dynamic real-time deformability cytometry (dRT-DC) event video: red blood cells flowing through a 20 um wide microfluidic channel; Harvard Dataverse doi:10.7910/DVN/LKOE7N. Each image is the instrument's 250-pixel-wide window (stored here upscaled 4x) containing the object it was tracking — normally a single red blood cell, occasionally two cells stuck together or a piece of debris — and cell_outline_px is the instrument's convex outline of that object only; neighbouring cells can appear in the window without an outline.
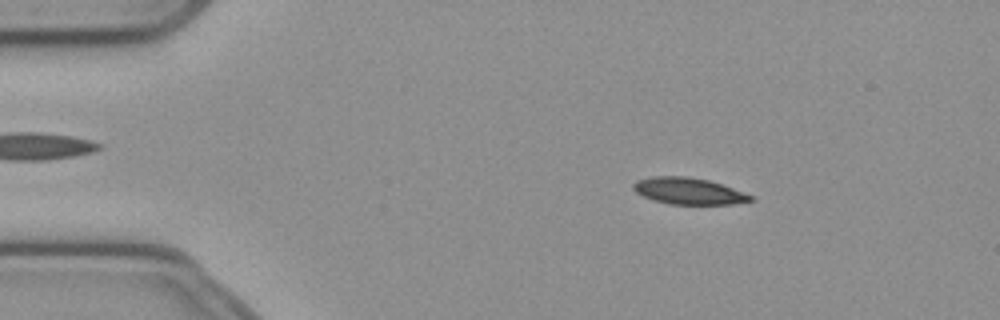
{"species": "common noctule bat (a hibernating species)", "species_latin": "Nyctalus noctula", "temperature_condition": "cold", "stored_images_in_passage": 11, "camera_frame_rate_fps": 3000, "um_per_image_px": 0.085, "animal": {"sex": "female", "body_mass_g": 21.9}, "frame": {"image": 1, "passage_image": 2, "time_ms": 0.333, "image_size_px": [1000, 320], "cell_outline_px": [[756, 200], [732, 204], [668, 204], [652, 200], [636, 192], [632, 188], [632, 184], [636, 180], [652, 176], [684, 176], [708, 180], [756, 196]], "centroid_in_image_um": [58.53, 16.24], "position_along_channel_um": 26.5, "area_um2": 18.26}}
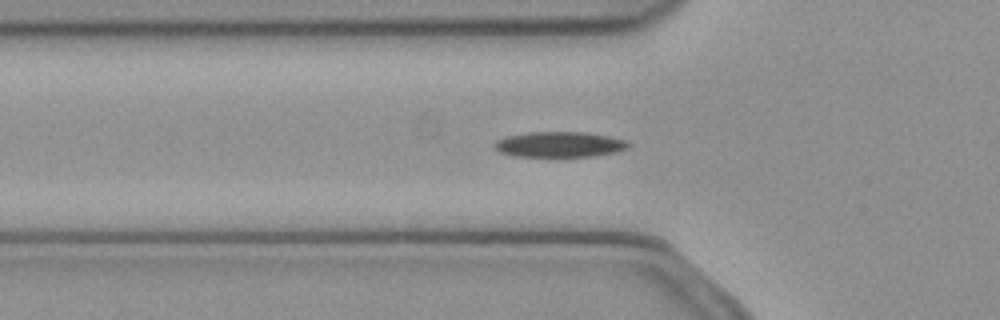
{"frame": {"image": 2, "passage_image": 11, "time_ms": 3.333, "image_size_px": [1000, 320], "cell_outline_px": [[632, 144], [628, 148], [616, 152], [596, 156], [548, 160], [512, 156], [496, 152], [492, 148], [492, 144], [496, 140], [504, 136], [528, 132], [584, 132], [608, 136], [628, 140]], "centroid_in_image_um": [47.47, 12.34], "position_along_channel_um": 78.3, "area_um2": 21.5}}